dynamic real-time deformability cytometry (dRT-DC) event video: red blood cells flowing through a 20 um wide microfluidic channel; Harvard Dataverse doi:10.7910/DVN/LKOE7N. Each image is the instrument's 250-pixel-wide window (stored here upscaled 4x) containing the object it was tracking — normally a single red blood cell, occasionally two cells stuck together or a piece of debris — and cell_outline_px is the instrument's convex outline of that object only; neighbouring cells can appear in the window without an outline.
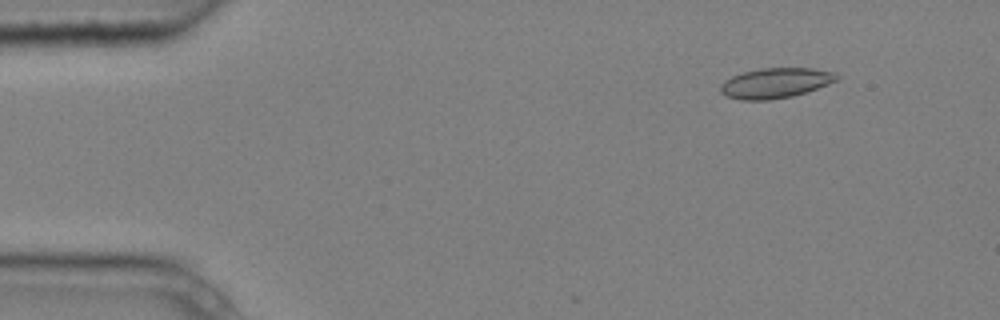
{"species": "common noctule bat (a hibernating species)", "species_latin": "Nyctalus noctula", "temperature_condition": "cold", "stored_images_in_passage": 5, "camera_frame_rate_fps": 3000, "um_per_image_px": 0.085, "animal": {"sex": "male", "body_mass_g": 20.4}, "frame": {"image": 1, "passage_image": 1, "time_ms": 0.0, "image_size_px": [1000, 320], "cell_outline_px": [[840, 76], [836, 80], [828, 84], [792, 96], [768, 100], [740, 100], [728, 96], [720, 92], [720, 84], [724, 80], [732, 76], [744, 72], [760, 68], [812, 68], [836, 72]], "centroid_in_image_um": [65.9, 7.05], "position_along_channel_um": 19.1, "area_um2": 20.35}}
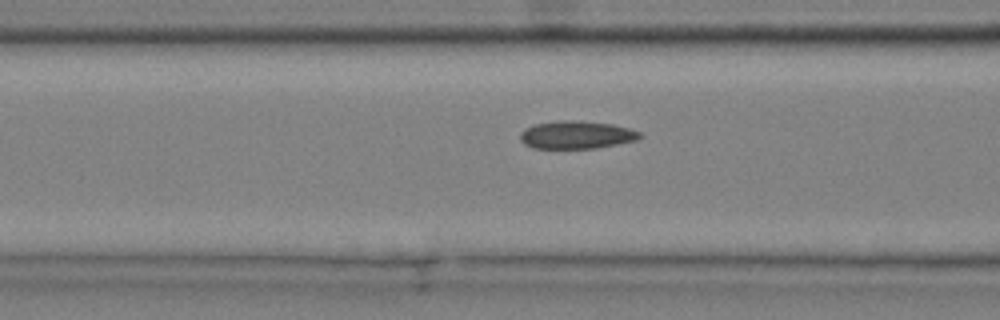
{"frame": {"image": 2, "passage_image": 5, "time_ms": 1.333, "image_size_px": [1000, 320], "cell_outline_px": [[644, 136], [636, 140], [596, 148], [532, 148], [524, 144], [520, 140], [520, 132], [524, 128], [536, 124], [560, 120], [576, 120], [612, 124], [628, 128], [640, 132]], "centroid_in_image_um": [48.98, 11.46], "position_along_channel_um": 117.6, "area_um2": 19.42}}